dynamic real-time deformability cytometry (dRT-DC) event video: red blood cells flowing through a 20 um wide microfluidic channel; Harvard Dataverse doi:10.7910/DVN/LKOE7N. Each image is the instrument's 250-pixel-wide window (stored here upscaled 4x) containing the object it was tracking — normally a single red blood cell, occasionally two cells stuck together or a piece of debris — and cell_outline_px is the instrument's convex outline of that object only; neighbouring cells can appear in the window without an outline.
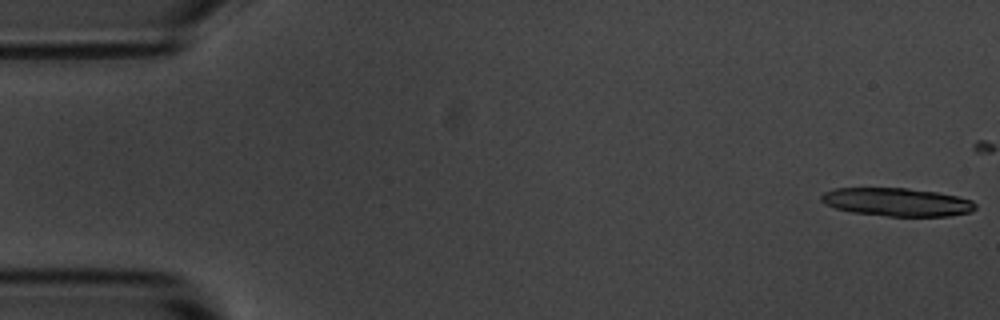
{"species": "common noctule bat (a hibernating species)", "species_latin": "Nyctalus noctula", "temperature_condition": "room temperature", "stored_images_in_passage": 7, "segment_of_instrument_passage": [1, 2], "camera_frame_rate_fps": 3000, "um_per_image_px": 0.085, "animal": {"sex": "male", "body_mass_g": 20.1, "forearm_length_mm": 53.5}, "frame": {"image": 1, "passage_image": 1, "time_ms": 0.0, "image_size_px": [1000, 320], "cell_outline_px": [[976, 208], [972, 212], [948, 216], [888, 216], [852, 212], [836, 208], [824, 204], [820, 200], [820, 196], [824, 192], [832, 188], [908, 188], [936, 192], [956, 196], [972, 200], [976, 204]], "centroid_in_image_um": [76.23, 17.17], "position_along_channel_um": 8.8, "area_um2": 25.43}}